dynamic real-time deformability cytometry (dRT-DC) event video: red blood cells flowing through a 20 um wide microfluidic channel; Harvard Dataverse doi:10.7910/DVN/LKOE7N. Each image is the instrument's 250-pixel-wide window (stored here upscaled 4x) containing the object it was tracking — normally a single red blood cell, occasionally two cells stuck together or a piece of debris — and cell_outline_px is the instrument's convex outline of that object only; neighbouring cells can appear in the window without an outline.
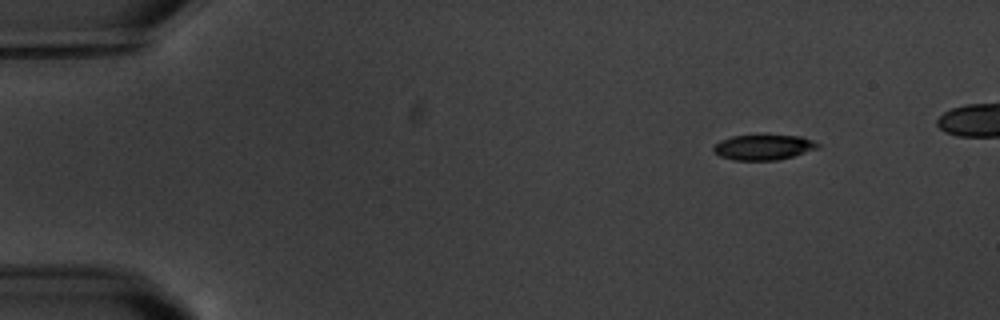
{"species": "common noctule bat (a hibernating species)", "species_latin": "Nyctalus noctula", "temperature_condition": "warm", "stored_images_in_passage": 5, "camera_frame_rate_fps": 3000, "um_per_image_px": 0.085, "animal": {"sex": "male", "body_mass_g": 20.1, "forearm_length_mm": 53.5}, "frame": {"image": 1, "passage_image": 1, "time_ms": 0.0, "image_size_px": [1000, 320], "cell_outline_px": [[820, 148], [792, 156], [776, 160], [732, 160], [720, 156], [712, 148], [720, 140], [732, 136], [800, 136], [812, 140], [820, 144]], "centroid_in_image_um": [64.9, 12.52], "position_along_channel_um": 20.1, "area_um2": 15.09}}